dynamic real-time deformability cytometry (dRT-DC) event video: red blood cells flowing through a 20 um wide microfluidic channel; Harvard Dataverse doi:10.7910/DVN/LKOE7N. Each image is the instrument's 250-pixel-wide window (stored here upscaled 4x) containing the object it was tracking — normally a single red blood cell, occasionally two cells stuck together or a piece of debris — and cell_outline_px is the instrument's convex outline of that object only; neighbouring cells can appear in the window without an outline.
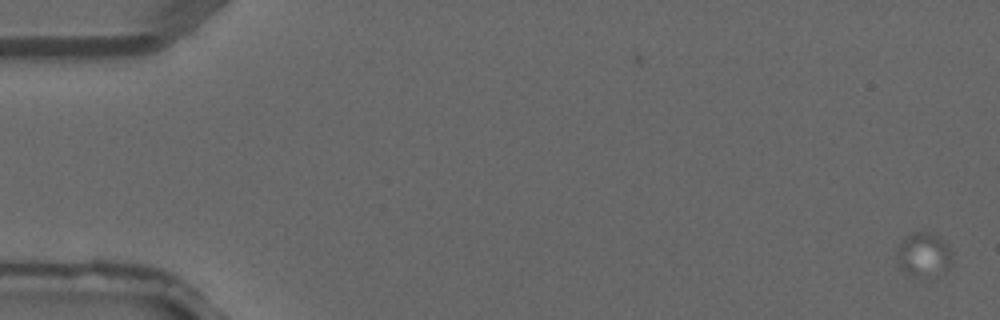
{"species": "common noctule bat (a hibernating species)", "species_latin": "Nyctalus noctula", "temperature_condition": "warm", "stored_images_in_passage": 5, "camera_frame_rate_fps": 3000, "um_per_image_px": 0.085, "animal": {"sex": "male", "forearm_length_mm": 52.5}, "frame": {"image": 1, "passage_image": 1, "time_ms": 0.0, "image_size_px": [1000, 320], "cell_outline_px": [[952, 264], [948, 268], [912, 272], [904, 272], [900, 268], [896, 256], [896, 252], [900, 244], [908, 236], [916, 232], [928, 232], [940, 236], [952, 252]], "centroid_in_image_um": [78.51, 21.51], "position_along_channel_um": 6.5, "area_um2": 12.89}}
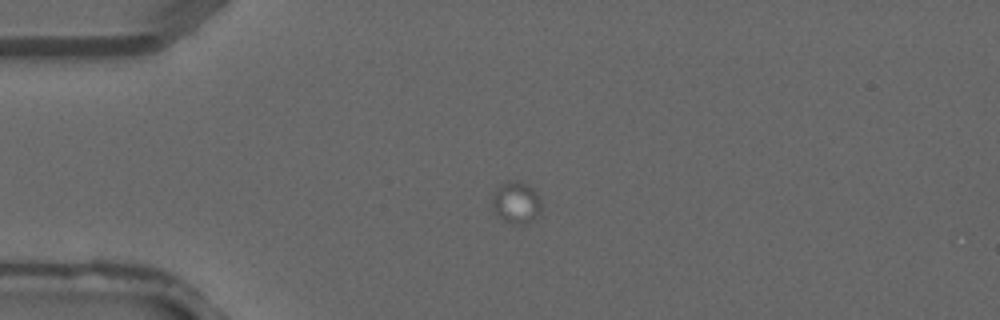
{"frame": {"image": 2, "passage_image": 4, "time_ms": 1.0, "image_size_px": [1000, 320], "cell_outline_px": [[540, 212], [532, 220], [520, 224], [516, 224], [504, 220], [492, 208], [492, 192], [500, 184], [508, 180], [516, 180], [528, 184], [540, 196]], "centroid_in_image_um": [43.86, 17.16], "position_along_channel_um": 41.1, "area_um2": 11.96}}